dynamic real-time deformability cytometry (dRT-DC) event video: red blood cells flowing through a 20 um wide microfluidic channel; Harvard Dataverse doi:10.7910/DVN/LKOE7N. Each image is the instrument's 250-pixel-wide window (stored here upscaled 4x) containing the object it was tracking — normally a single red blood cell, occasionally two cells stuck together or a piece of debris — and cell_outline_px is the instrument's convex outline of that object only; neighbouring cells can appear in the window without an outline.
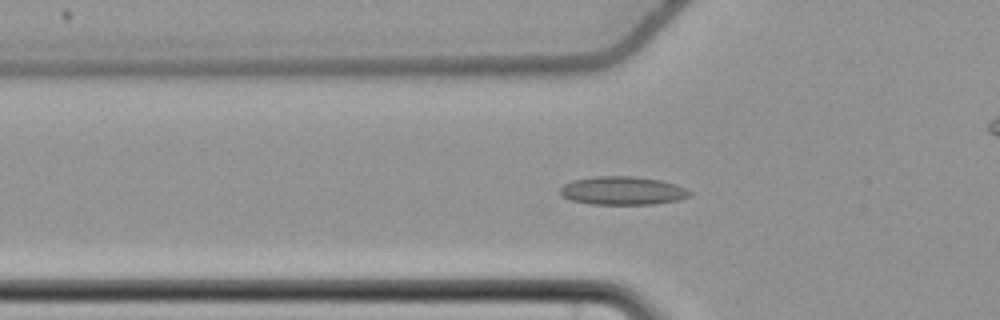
{"species": "common noctule bat (a hibernating species)", "species_latin": "Nyctalus noctula", "temperature_condition": "cold", "stored_images_in_passage": 59, "camera_frame_rate_fps": 3000, "um_per_image_px": 0.085, "animal": {"sex": "female", "body_mass_g": 22.7, "forearm_length_mm": 54.2}, "frame": {"image": 1, "passage_image": 21, "time_ms": 6.667, "image_size_px": [1000, 320], "cell_outline_px": [[692, 196], [676, 200], [652, 204], [592, 204], [572, 200], [560, 196], [560, 188], [564, 184], [572, 180], [596, 176], [636, 176], [660, 180], [676, 184], [692, 192]], "centroid_in_image_um": [52.91, 16.2], "position_along_channel_um": 72.9, "area_um2": 21.44}}
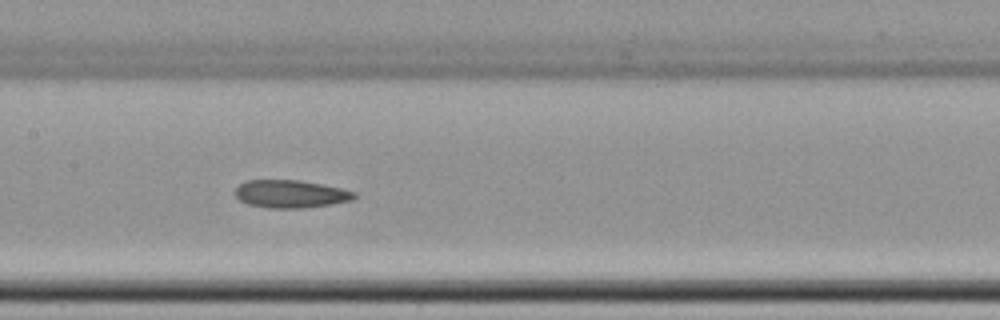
{"frame": {"image": 2, "passage_image": 30, "time_ms": 9.667, "image_size_px": [1000, 320], "cell_outline_px": [[356, 196], [352, 200], [332, 204], [300, 208], [268, 208], [248, 204], [240, 200], [236, 196], [236, 188], [244, 180], [300, 180], [340, 188], [356, 192]], "centroid_in_image_um": [24.69, 16.48], "position_along_channel_um": 182.7, "area_um2": 19.19}}
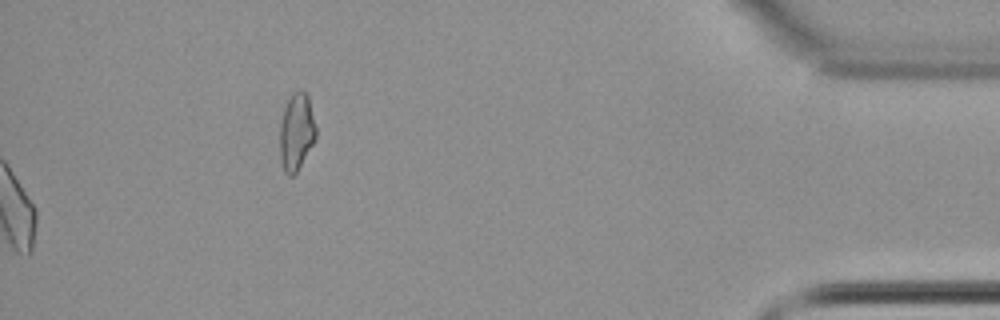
{"frame": {"image": 3, "passage_image": 59, "time_ms": 19.333, "image_size_px": [1000, 320], "cell_outline_px": [[316, 136], [312, 144], [296, 172], [292, 176], [288, 176], [284, 172], [280, 160], [280, 124], [284, 108], [292, 92], [300, 88], [308, 96], [316, 128]], "centroid_in_image_um": [25.18, 11.19], "position_along_channel_um": 410.0, "area_um2": 16.13}, "authors_computed_cell_mechanics": {"area_um2": 19.941, "velocity_mm_per_s": 3.6877, "shape_relaxation_time_tau1_ms": null, "shape_relaxation_time_tau2_ms": 5.6774, "deformation_change_tau1": null, "deformation_change_tau2": 0.1257}}